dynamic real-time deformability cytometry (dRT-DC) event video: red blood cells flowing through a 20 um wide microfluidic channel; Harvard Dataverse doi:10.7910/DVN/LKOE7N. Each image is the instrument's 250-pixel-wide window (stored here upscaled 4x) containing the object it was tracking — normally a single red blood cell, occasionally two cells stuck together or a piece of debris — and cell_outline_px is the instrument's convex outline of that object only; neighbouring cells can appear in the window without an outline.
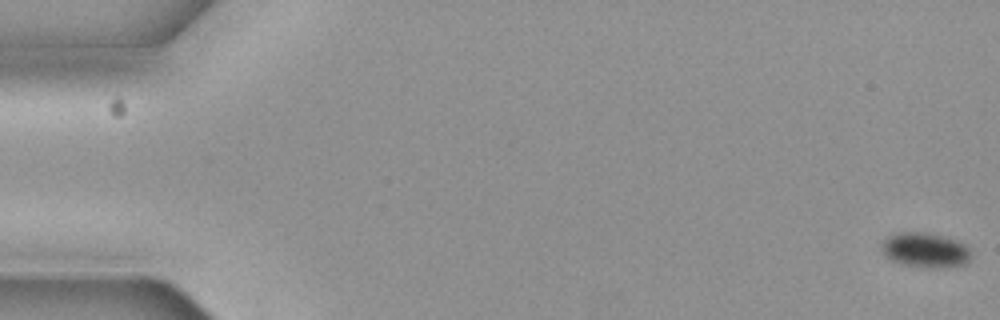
{"species": "common noctule bat (a hibernating species)", "species_latin": "Nyctalus noctula", "temperature_condition": "cold", "stored_images_in_passage": 6, "camera_frame_rate_fps": 3000, "um_per_image_px": 0.085, "animal": {"sex": "female", "body_mass_g": 19.3, "forearm_length_mm": 54.1}, "frame": {"image": 1, "passage_image": 1, "time_ms": 0.0, "image_size_px": [1000, 320], "cell_outline_px": [[972, 256], [964, 264], [940, 268], [932, 268], [904, 264], [892, 260], [884, 252], [884, 244], [896, 232], [924, 232], [956, 240], [964, 244], [972, 252]], "centroid_in_image_um": [78.74, 21.27], "position_along_channel_um": 6.3, "area_um2": 17.51}}
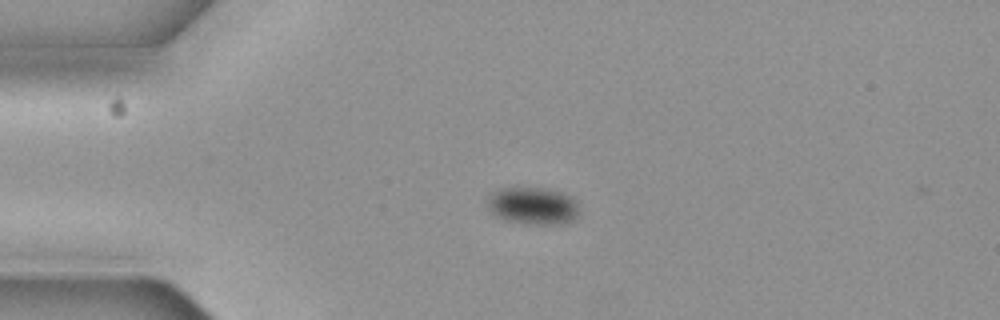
{"frame": {"image": 2, "passage_image": 5, "time_ms": 1.333, "image_size_px": [1000, 320], "cell_outline_px": [[576, 216], [572, 220], [564, 224], [524, 224], [508, 220], [492, 212], [488, 208], [488, 200], [492, 192], [500, 188], [516, 184], [544, 188], [560, 192], [572, 196], [576, 200]], "centroid_in_image_um": [45.27, 17.44], "position_along_channel_um": 39.7, "area_um2": 20.29}}